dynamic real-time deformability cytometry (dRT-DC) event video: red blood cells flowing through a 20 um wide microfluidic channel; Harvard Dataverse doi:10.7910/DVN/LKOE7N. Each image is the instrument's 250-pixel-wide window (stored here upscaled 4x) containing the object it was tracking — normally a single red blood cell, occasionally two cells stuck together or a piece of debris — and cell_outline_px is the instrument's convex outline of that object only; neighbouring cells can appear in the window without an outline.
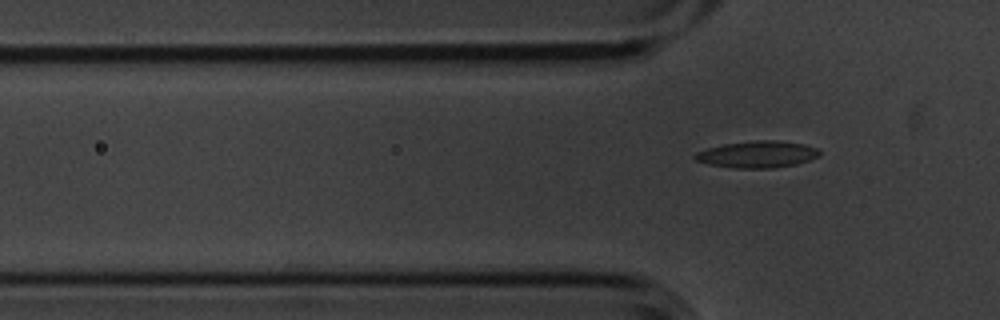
{"species": "common noctule bat (a hibernating species)", "species_latin": "Nyctalus noctula", "temperature_condition": "cold", "stored_images_in_passage": 4, "segment_of_instrument_passage": [2, 2], "camera_frame_rate_fps": 3000, "um_per_image_px": 0.085, "animal": {"sex": "male", "body_mass_g": 20.1, "forearm_length_mm": 53.5}, "frame": {"image": 1, "passage_image": 4, "time_ms": 1.0, "image_size_px": [1000, 320], "cell_outline_px": [[820, 156], [796, 164], [772, 168], [732, 168], [708, 164], [696, 160], [692, 156], [696, 152], [708, 148], [724, 144], [756, 140], [776, 140], [804, 144], [816, 148], [820, 152]], "centroid_in_image_um": [64.36, 13.12], "position_along_channel_um": 61.4, "area_um2": 19.36}}